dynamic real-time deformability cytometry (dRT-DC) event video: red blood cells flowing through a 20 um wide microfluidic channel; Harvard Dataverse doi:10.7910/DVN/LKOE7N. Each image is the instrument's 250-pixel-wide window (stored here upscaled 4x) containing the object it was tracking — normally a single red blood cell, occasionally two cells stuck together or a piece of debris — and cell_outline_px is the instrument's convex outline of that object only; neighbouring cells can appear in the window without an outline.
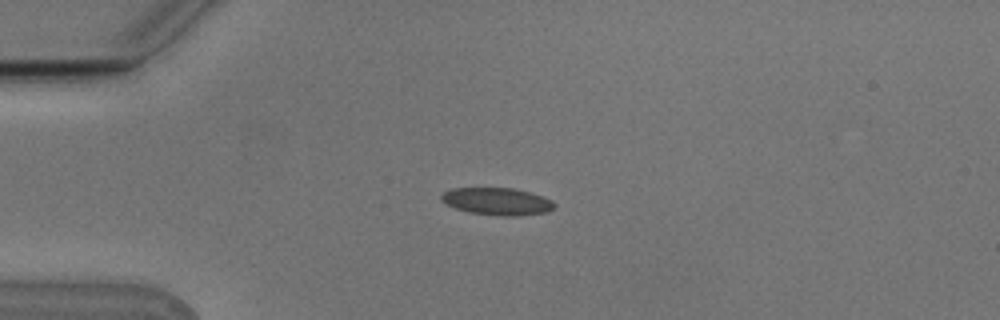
{"species": "Egyptian fruit bat (a non-hibernating species)", "species_latin": "Rousettus aegyptiacus", "temperature_condition": "cold", "stored_images_in_passage": 6, "camera_frame_rate_fps": 3000, "um_per_image_px": 0.085, "animal": {"sex": "male"}, "frame": {"image": 1, "passage_image": 3, "time_ms": 0.667, "image_size_px": [1000, 320], "cell_outline_px": [[556, 204], [548, 212], [516, 216], [500, 216], [472, 212], [456, 208], [440, 200], [440, 196], [444, 192], [452, 188], [512, 188], [532, 192], [552, 200]], "centroid_in_image_um": [42.28, 17.11], "position_along_channel_um": 42.7, "area_um2": 17.92}}
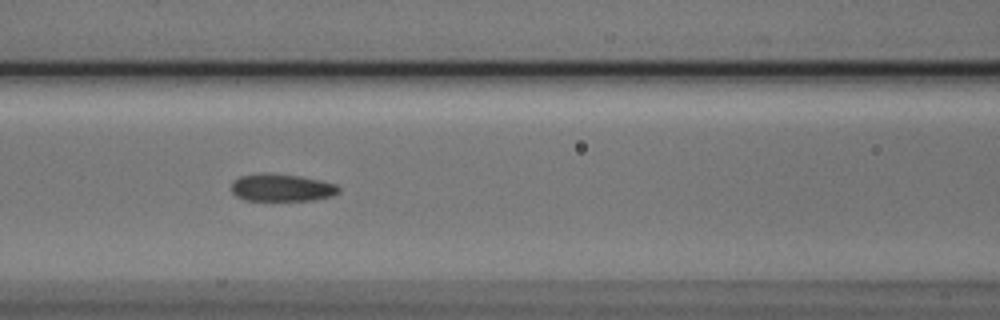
{"frame": {"image": 2, "passage_image": 6, "time_ms": 1.667, "image_size_px": [1000, 320], "cell_outline_px": [[340, 192], [332, 196], [312, 200], [244, 200], [236, 196], [232, 192], [232, 184], [240, 176], [260, 172], [272, 172], [300, 176], [320, 180], [336, 184], [340, 188]], "centroid_in_image_um": [23.95, 15.93], "position_along_channel_um": 142.7, "area_um2": 17.34}}